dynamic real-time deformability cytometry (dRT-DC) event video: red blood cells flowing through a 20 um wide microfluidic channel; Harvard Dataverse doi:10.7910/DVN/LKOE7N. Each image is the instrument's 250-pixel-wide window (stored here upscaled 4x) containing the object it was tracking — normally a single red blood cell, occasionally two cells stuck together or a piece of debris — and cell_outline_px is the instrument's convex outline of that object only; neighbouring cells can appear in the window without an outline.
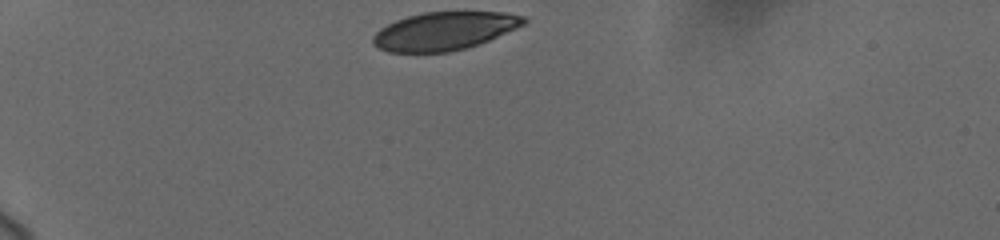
{"species": "human", "species_latin": "Homo sapiens", "temperature_condition": "cold", "stored_images_in_passage": 9, "camera_frame_rate_fps": 3000, "um_per_image_px": 0.085, "donor": {"sex": "female"}, "frame": {"image": 1, "passage_image": 1, "time_ms": 0.0, "image_size_px": [1000, 240], "cell_outline_px": [[528, 20], [524, 24], [516, 28], [480, 44], [468, 48], [448, 52], [388, 52], [372, 44], [372, 36], [380, 28], [396, 20], [408, 16], [424, 12], [508, 12], [524, 16]], "centroid_in_image_um": [37.77, 2.64], "position_along_channel_um": 47.2, "area_um2": 33.58}}